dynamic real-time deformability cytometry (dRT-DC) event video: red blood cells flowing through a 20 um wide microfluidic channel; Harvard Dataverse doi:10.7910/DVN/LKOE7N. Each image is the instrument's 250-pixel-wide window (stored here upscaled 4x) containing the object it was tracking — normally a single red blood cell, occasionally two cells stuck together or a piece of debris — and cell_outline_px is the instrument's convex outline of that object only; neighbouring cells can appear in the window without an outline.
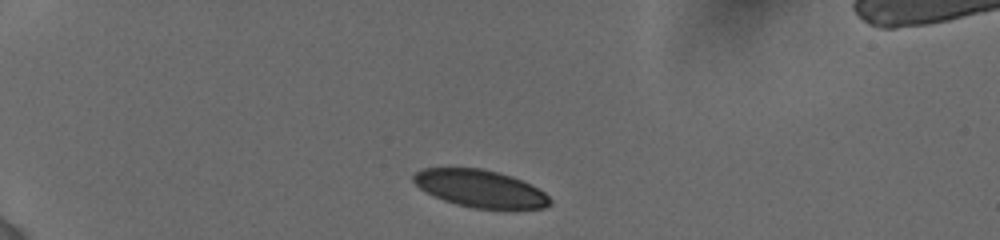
{"species": "human", "species_latin": "Homo sapiens", "temperature_condition": "cold", "stored_images_in_passage": 17, "camera_frame_rate_fps": 3000, "um_per_image_px": 0.085, "donor": {"sex": "female"}, "frame": {"image": 1, "passage_image": 1, "time_ms": 0.0, "image_size_px": [1000, 240], "cell_outline_px": [[552, 204], [544, 208], [472, 208], [456, 204], [444, 200], [420, 188], [412, 180], [412, 176], [420, 168], [480, 168], [512, 176], [544, 192], [552, 200]], "centroid_in_image_um": [40.8, 16.02], "position_along_channel_um": 44.2, "area_um2": 29.3}}
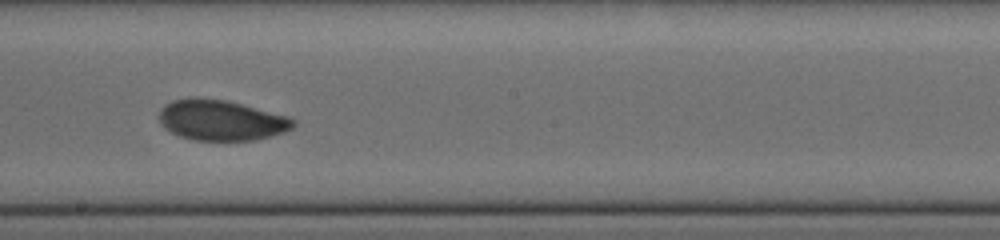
{"frame": {"image": 2, "passage_image": 7, "time_ms": 6.333, "image_size_px": [1000, 240], "cell_outline_px": [[296, 124], [292, 128], [284, 132], [272, 136], [256, 140], [196, 140], [180, 136], [164, 128], [160, 124], [160, 108], [164, 104], [172, 100], [192, 96], [224, 100], [288, 116], [296, 120]], "centroid_in_image_um": [18.78, 10.21], "position_along_channel_um": 229.4, "area_um2": 31.73}}
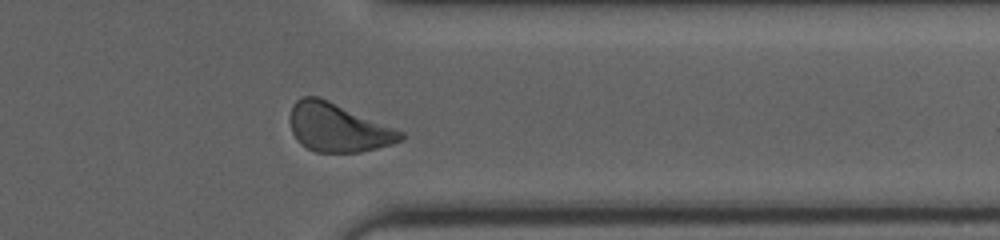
{"frame": {"image": 3, "passage_image": 12, "time_ms": 10.333, "image_size_px": [1000, 240], "cell_outline_px": [[404, 140], [392, 144], [360, 152], [316, 152], [300, 144], [296, 140], [292, 132], [288, 120], [288, 116], [292, 104], [296, 100], [304, 96], [316, 96], [328, 100], [404, 132]], "centroid_in_image_um": [28.68, 10.85], "position_along_channel_um": 382.7, "area_um2": 31.33}, "authors_computed_cell_mechanics": {"area_um2": 30.7496, "velocity_mm_per_s": 3.8539, "shape_relaxation_time_tau1_ms": 2.5175, "shape_relaxation_time_tau2_ms": 4.6747, "deformation_change_tau1": 0.0882, "deformation_change_tau2": 0.0665}}